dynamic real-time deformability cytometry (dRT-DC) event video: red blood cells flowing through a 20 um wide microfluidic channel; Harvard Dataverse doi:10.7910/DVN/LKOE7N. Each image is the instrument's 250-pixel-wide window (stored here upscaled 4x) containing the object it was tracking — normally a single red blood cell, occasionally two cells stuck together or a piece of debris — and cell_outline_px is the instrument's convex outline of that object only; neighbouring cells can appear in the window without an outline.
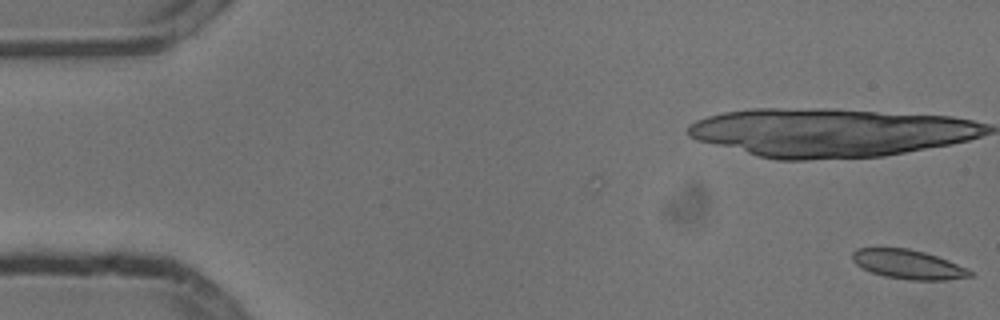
{"species": "common noctule bat (a hibernating species)", "species_latin": "Nyctalus noctula", "temperature_condition": "cold", "stored_images_in_passage": 3, "camera_frame_rate_fps": 3000, "um_per_image_px": 0.085, "animal": {"sex": "male", "body_mass_g": 13.3}, "frame": {"image": 1, "passage_image": 3, "time_ms": 0.667, "image_size_px": [1000, 320], "cell_outline_px": [[976, 276], [944, 280], [908, 280], [884, 276], [872, 272], [856, 264], [852, 260], [852, 252], [856, 248], [908, 248], [924, 252], [948, 260], [968, 268]], "centroid_in_image_um": [77.22, 22.47], "position_along_channel_um": 7.8, "area_um2": 20.06}}